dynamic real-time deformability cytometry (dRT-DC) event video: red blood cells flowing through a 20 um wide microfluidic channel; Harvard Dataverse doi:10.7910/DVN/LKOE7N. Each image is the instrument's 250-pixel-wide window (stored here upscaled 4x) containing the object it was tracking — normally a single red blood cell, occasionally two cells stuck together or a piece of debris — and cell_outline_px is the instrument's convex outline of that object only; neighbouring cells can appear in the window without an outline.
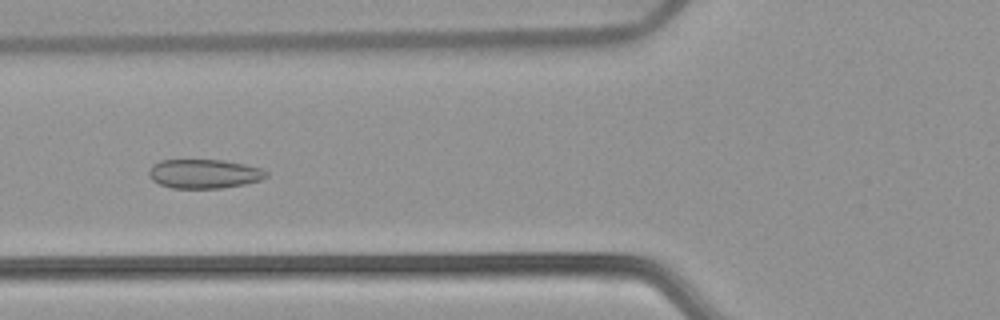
{"species": "common noctule bat (a hibernating species)", "species_latin": "Nyctalus noctula", "temperature_condition": "warm", "stored_images_in_passage": 45, "camera_frame_rate_fps": 3000, "um_per_image_px": 0.085, "animal": {"sex": "female", "body_mass_g": 22.7, "forearm_length_mm": 54.2}, "frame": {"image": 1, "passage_image": 21, "time_ms": 6.667, "image_size_px": [1000, 320], "cell_outline_px": [[268, 176], [260, 180], [244, 184], [220, 188], [172, 188], [160, 184], [152, 180], [148, 176], [148, 172], [152, 164], [160, 160], [224, 160], [244, 164], [260, 168], [268, 172]], "centroid_in_image_um": [17.33, 14.77], "position_along_channel_um": 108.5, "area_um2": 19.94}}
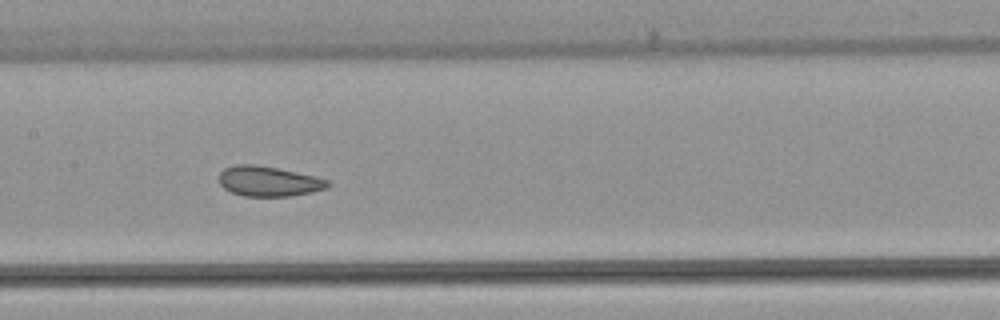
{"frame": {"image": 2, "passage_image": 27, "time_ms": 8.667, "image_size_px": [1000, 320], "cell_outline_px": [[332, 184], [324, 188], [312, 192], [292, 196], [244, 196], [232, 192], [224, 188], [220, 184], [220, 172], [224, 168], [236, 164], [256, 164], [316, 176], [328, 180]], "centroid_in_image_um": [22.83, 15.4], "position_along_channel_um": 184.6, "area_um2": 19.02}}
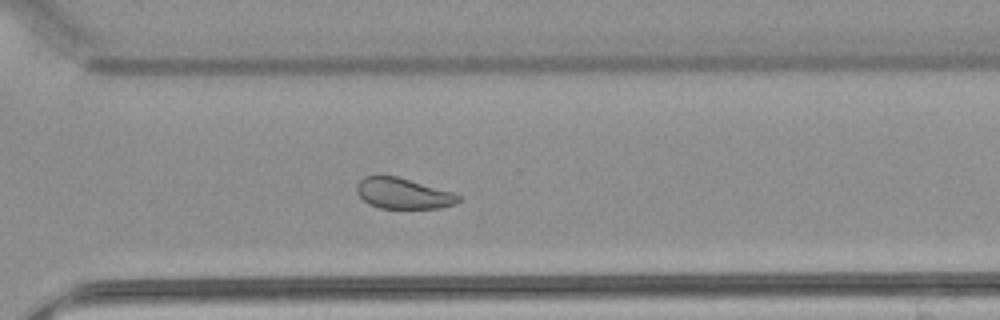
{"frame": {"image": 3, "passage_image": 39, "time_ms": 12.667, "image_size_px": [1000, 320], "cell_outline_px": [[460, 200], [456, 204], [440, 208], [380, 208], [368, 204], [356, 192], [356, 184], [364, 176], [396, 176], [452, 192], [460, 196]], "centroid_in_image_um": [34.25, 16.45], "position_along_channel_um": 336.4, "area_um2": 18.09}, "authors_computed_cell_mechanics": {"area_um2": 23.2356, "velocity_mm_per_s": 3.7992, "shape_relaxation_time_tau1_ms": null, "shape_relaxation_time_tau2_ms": 1.001, "deformation_change_tau1": null, "deformation_change_tau2": 0.0592}}